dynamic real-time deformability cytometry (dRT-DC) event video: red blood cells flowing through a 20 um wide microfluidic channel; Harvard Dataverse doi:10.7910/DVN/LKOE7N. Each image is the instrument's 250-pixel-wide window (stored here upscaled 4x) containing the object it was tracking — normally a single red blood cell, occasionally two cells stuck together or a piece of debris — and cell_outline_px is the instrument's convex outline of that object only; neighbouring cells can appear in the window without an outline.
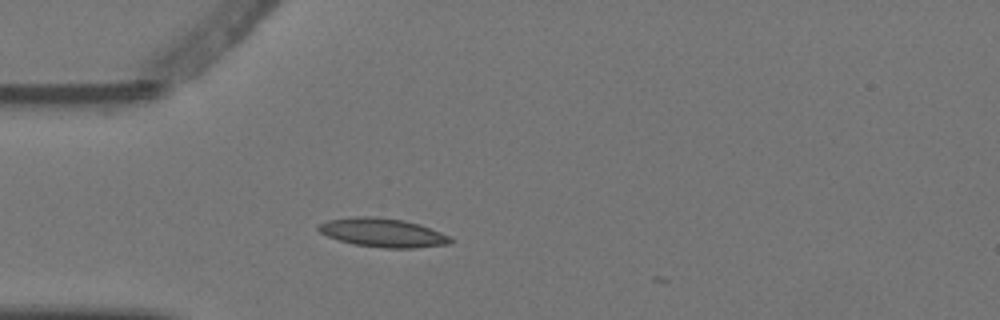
{"species": "Egyptian fruit bat (a non-hibernating species)", "species_latin": "Rousettus aegyptiacus", "temperature_condition": "warm", "stored_images_in_passage": 2, "camera_frame_rate_fps": 3000, "um_per_image_px": 0.085, "animal": {"sex": "female"}, "frame": {"image": 1, "passage_image": 2, "time_ms": 0.333, "image_size_px": [1000, 320], "cell_outline_px": [[456, 240], [452, 244], [416, 248], [384, 248], [352, 244], [328, 236], [320, 232], [316, 228], [320, 224], [328, 220], [356, 216], [368, 216], [404, 220], [420, 224], [440, 232]], "centroid_in_image_um": [32.58, 19.78], "position_along_channel_um": 52.4, "area_um2": 22.2}}